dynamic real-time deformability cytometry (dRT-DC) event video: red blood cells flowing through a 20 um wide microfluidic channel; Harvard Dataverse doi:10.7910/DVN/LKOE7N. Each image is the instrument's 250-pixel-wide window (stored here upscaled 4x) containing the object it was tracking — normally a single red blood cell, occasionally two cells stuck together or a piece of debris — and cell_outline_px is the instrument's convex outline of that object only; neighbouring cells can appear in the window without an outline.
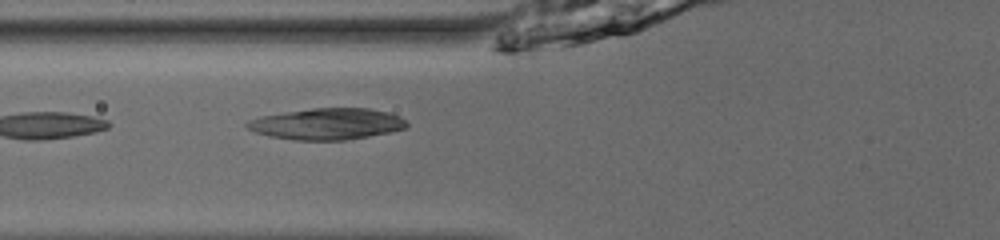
{"species": "common noctule bat (a hibernating species)", "species_latin": "Nyctalus noctula", "temperature_condition": "room temperature", "stored_images_in_passage": 24, "camera_frame_rate_fps": 3000, "um_per_image_px": 0.085, "animal": {"sex": "male", "body_mass_g": 13.0, "forearm_length_mm": 53.1}, "frame": {"image": 1, "passage_image": 4, "time_ms": 1.0, "image_size_px": [1000, 240], "cell_outline_px": [[408, 128], [368, 136], [344, 140], [292, 140], [268, 136], [256, 132], [248, 128], [244, 124], [248, 120], [260, 116], [284, 112], [312, 108], [368, 108], [388, 112], [400, 116], [408, 124]], "centroid_in_image_um": [27.78, 10.53], "position_along_channel_um": 98.0, "area_um2": 29.19}}